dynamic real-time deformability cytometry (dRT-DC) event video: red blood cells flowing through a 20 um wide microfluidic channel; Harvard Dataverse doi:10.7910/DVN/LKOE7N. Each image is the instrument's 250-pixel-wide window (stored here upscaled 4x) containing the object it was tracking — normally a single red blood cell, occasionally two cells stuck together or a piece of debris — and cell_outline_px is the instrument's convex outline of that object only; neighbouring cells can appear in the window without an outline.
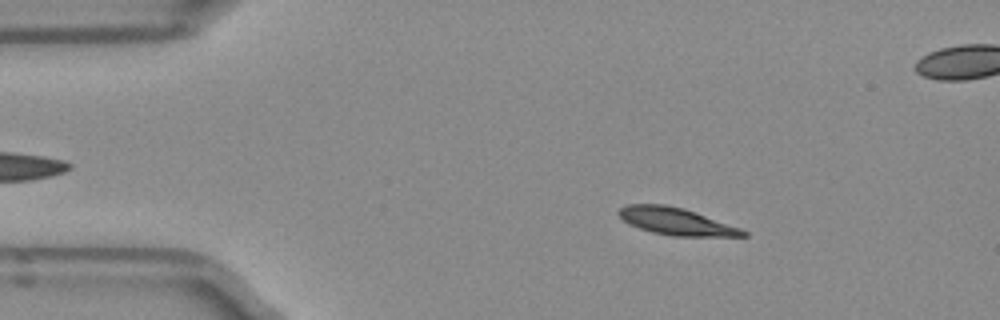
{"species": "Egyptian fruit bat (a non-hibernating species)", "species_latin": "Rousettus aegyptiacus", "temperature_condition": "room temperature", "stored_images_in_passage": 51, "segment_of_instrument_passage": [1, 2], "camera_frame_rate_fps": 3000, "um_per_image_px": 0.085, "frame": {"image": 1, "passage_image": 7, "time_ms": 2.0, "image_size_px": [1000, 320], "cell_outline_px": [[748, 236], [672, 236], [652, 232], [628, 224], [616, 212], [620, 208], [628, 204], [664, 204], [684, 208], [740, 228], [748, 232]], "centroid_in_image_um": [57.45, 18.81], "position_along_channel_um": 27.5, "area_um2": 19.54}}
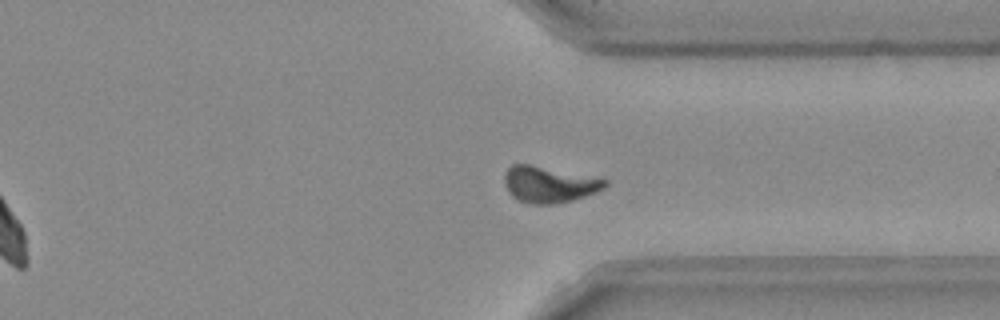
{"frame": {"image": 2, "passage_image": 37, "time_ms": 12.0, "image_size_px": [1000, 320], "cell_outline_px": [[608, 184], [604, 188], [596, 192], [572, 200], [552, 204], [528, 204], [516, 200], [508, 192], [504, 184], [504, 176], [508, 168], [512, 164], [528, 164], [608, 180]], "centroid_in_image_um": [46.62, 15.69], "position_along_channel_um": 364.8, "area_um2": 21.04}}
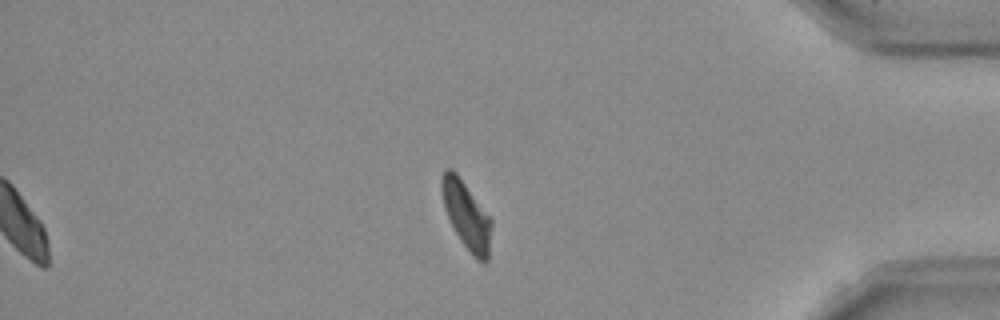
{"frame": {"image": 3, "passage_image": 42, "time_ms": 13.667, "image_size_px": [1000, 320], "cell_outline_px": [[492, 224], [488, 260], [480, 260], [464, 244], [456, 232], [444, 208], [440, 188], [440, 180], [444, 168], [452, 168], [456, 172], [492, 220]], "centroid_in_image_um": [39.62, 18.21], "position_along_channel_um": 395.6, "area_um2": 19.07}}